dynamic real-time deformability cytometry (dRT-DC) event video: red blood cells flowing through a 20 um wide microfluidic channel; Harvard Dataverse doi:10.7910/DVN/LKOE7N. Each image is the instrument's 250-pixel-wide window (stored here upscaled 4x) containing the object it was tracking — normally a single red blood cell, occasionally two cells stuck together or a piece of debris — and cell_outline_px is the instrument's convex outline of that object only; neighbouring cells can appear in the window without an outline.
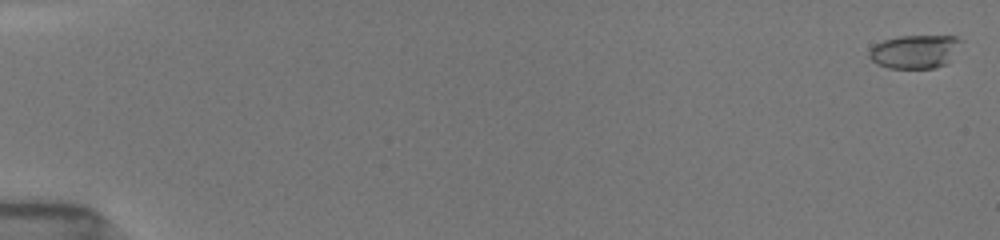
{"species": "common noctule bat (a hibernating species)", "species_latin": "Nyctalus noctula", "temperature_condition": "room temperature", "stored_images_in_passage": 53, "camera_frame_rate_fps": 3000, "um_per_image_px": 0.085, "animal": {"sex": "female", "body_mass_g": 19.5, "forearm_length_mm": 54.1}, "frame": {"image": 1, "passage_image": 1, "time_ms": 0.0, "image_size_px": [1000, 240], "cell_outline_px": [[964, 40], [948, 64], [932, 68], [888, 68], [876, 64], [868, 56], [868, 52], [876, 44], [884, 40], [900, 36], [956, 36]], "centroid_in_image_um": [77.8, 4.39], "position_along_channel_um": 7.2, "area_um2": 18.09}}
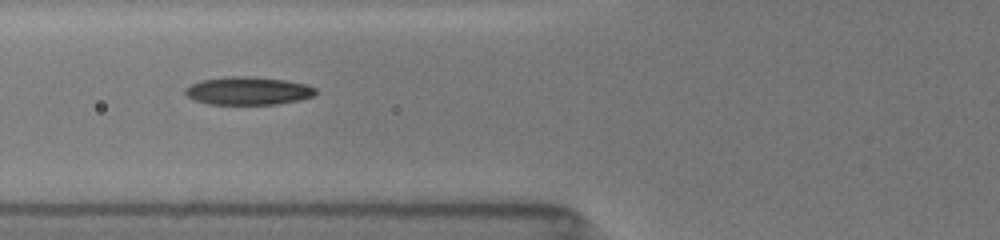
{"frame": {"image": 2, "passage_image": 22, "time_ms": 7.0, "image_size_px": [1000, 240], "cell_outline_px": [[316, 92], [312, 96], [300, 100], [276, 104], [208, 104], [192, 100], [184, 92], [184, 88], [192, 84], [204, 80], [228, 76], [248, 76], [284, 80], [304, 84], [316, 88]], "centroid_in_image_um": [21.06, 7.73], "position_along_channel_um": 104.7, "area_um2": 21.15}}
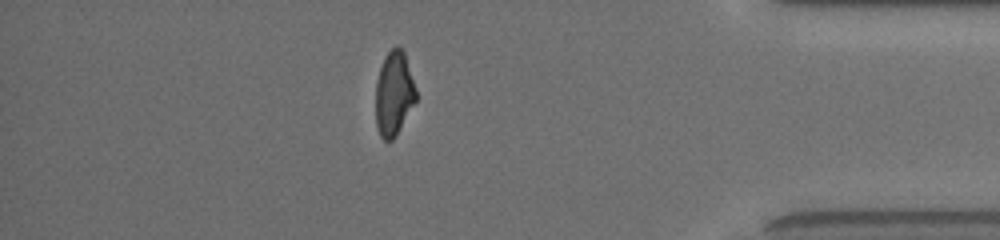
{"frame": {"image": 3, "passage_image": 47, "time_ms": 15.333, "image_size_px": [1000, 240], "cell_outline_px": [[416, 100], [392, 140], [384, 140], [380, 136], [376, 128], [376, 80], [384, 56], [392, 48], [400, 48], [404, 52], [416, 88]], "centroid_in_image_um": [33.46, 7.94], "position_along_channel_um": 401.7, "area_um2": 19.48}, "authors_computed_cell_mechanics": {"area_um2": 20.4034, "velocity_mm_per_s": 3.9317, "shape_relaxation_time_tau1_ms": 7.5293, "shape_relaxation_time_tau2_ms": 1.9465, "deformation_change_tau1": 0.2293, "deformation_change_tau2": 0.0823}}